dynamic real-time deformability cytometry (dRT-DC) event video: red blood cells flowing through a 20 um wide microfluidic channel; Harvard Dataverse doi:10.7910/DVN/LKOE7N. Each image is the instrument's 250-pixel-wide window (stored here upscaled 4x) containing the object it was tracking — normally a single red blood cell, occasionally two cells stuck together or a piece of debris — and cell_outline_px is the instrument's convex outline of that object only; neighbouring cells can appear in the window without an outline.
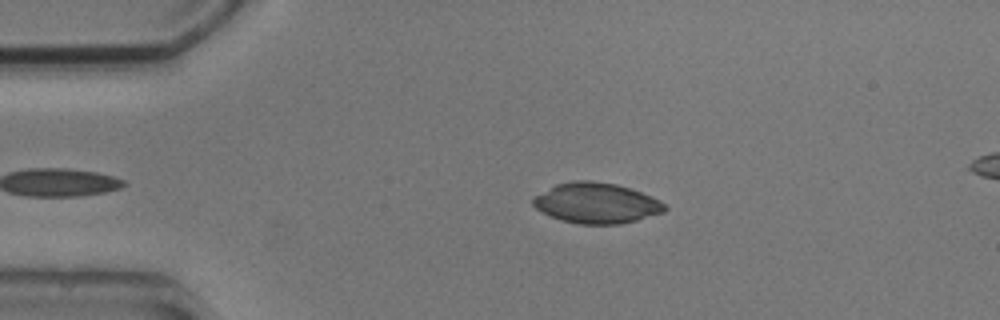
{"species": "common noctule bat (a hibernating species)", "species_latin": "Nyctalus noctula", "temperature_condition": "cold", "stored_images_in_passage": 3, "camera_frame_rate_fps": 3000, "um_per_image_px": 0.085, "animal": {"sex": "male", "body_mass_g": 20.5, "forearm_length_mm": 52.5}, "frame": {"image": 1, "passage_image": 1, "time_ms": 0.0, "image_size_px": [1000, 320], "cell_outline_px": [[668, 208], [664, 212], [636, 220], [620, 224], [580, 224], [560, 220], [536, 208], [532, 204], [532, 196], [556, 184], [572, 180], [592, 180], [616, 184], [640, 192], [660, 200]], "centroid_in_image_um": [50.67, 17.25], "position_along_channel_um": 34.3, "area_um2": 31.04}}